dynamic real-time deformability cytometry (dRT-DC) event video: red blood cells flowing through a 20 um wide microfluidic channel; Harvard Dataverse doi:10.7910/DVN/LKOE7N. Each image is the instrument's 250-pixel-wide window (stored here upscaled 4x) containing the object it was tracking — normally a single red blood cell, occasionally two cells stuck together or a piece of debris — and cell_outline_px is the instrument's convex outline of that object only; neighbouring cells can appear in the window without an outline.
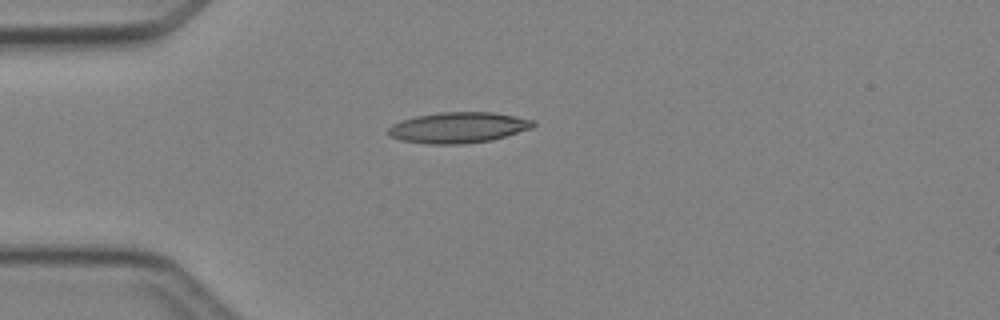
{"species": "Egyptian fruit bat (a non-hibernating species)", "species_latin": "Rousettus aegyptiacus", "temperature_condition": "cold", "stored_images_in_passage": 2, "camera_frame_rate_fps": 3000, "um_per_image_px": 0.085, "animal": {"sex": "female"}, "frame": {"image": 1, "passage_image": 1, "time_ms": 0.0, "image_size_px": [1000, 320], "cell_outline_px": [[536, 124], [532, 128], [492, 140], [464, 144], [428, 144], [400, 140], [392, 136], [388, 132], [388, 128], [392, 124], [416, 116], [440, 112], [492, 112], [532, 120]], "centroid_in_image_um": [38.95, 10.85], "position_along_channel_um": 46.1, "area_um2": 25.78}}